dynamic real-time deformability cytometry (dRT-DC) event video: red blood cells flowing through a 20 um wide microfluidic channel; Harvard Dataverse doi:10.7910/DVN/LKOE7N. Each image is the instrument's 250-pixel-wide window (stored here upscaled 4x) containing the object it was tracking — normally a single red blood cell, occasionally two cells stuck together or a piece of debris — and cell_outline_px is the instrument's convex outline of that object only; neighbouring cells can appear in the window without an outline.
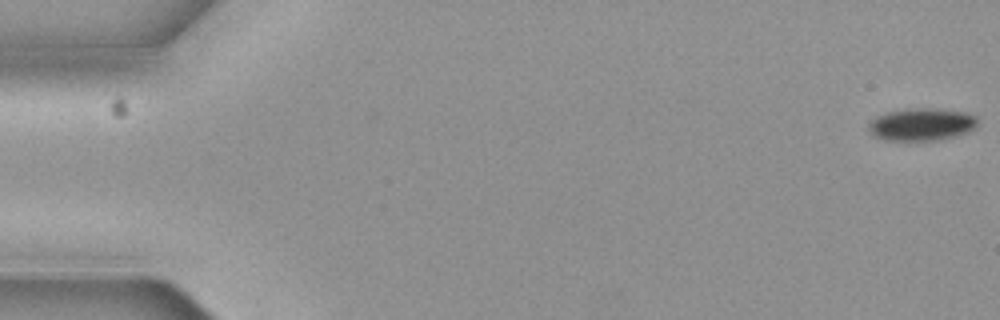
{"species": "common noctule bat (a hibernating species)", "species_latin": "Nyctalus noctula", "temperature_condition": "cold", "stored_images_in_passage": 3, "camera_frame_rate_fps": 3000, "um_per_image_px": 0.085, "animal": {"sex": "female", "body_mass_g": 19.3, "forearm_length_mm": 54.1}, "frame": {"image": 1, "passage_image": 1, "time_ms": 0.0, "image_size_px": [1000, 320], "cell_outline_px": [[976, 124], [968, 132], [936, 140], [888, 140], [876, 136], [868, 128], [868, 124], [876, 116], [888, 112], [924, 108], [928, 108], [964, 112], [976, 116]], "centroid_in_image_um": [78.33, 10.58], "position_along_channel_um": 6.7, "area_um2": 19.94}}